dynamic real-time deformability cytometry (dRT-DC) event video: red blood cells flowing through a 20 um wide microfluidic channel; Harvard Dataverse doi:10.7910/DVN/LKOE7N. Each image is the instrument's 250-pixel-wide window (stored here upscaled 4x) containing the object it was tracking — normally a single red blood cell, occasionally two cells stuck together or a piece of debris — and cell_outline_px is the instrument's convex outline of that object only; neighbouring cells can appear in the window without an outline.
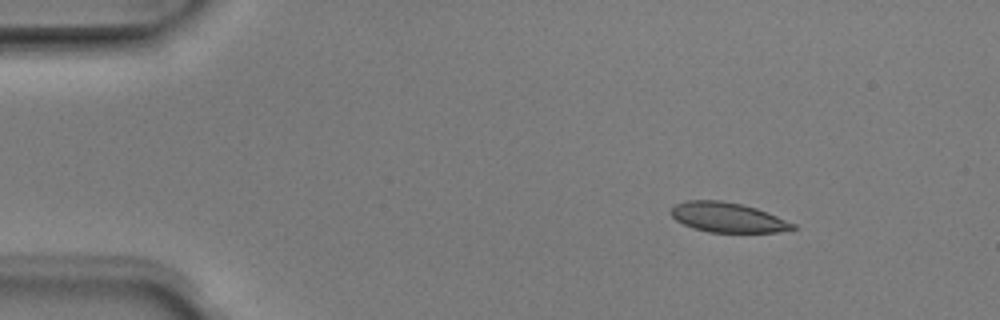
{"species": "Egyptian fruit bat (a non-hibernating species)", "species_latin": "Rousettus aegyptiacus", "temperature_condition": "room temperature", "stored_images_in_passage": 4, "camera_frame_rate_fps": 3000, "um_per_image_px": 0.085, "animal": {"sex": "male"}, "frame": {"image": 1, "passage_image": 2, "time_ms": 0.333, "image_size_px": [1000, 320], "cell_outline_px": [[796, 228], [776, 232], [708, 232], [692, 228], [676, 220], [672, 216], [672, 208], [676, 204], [684, 200], [720, 200], [740, 204], [756, 208], [768, 212], [796, 224]], "centroid_in_image_um": [61.85, 18.48], "position_along_channel_um": 23.2, "area_um2": 21.04}}